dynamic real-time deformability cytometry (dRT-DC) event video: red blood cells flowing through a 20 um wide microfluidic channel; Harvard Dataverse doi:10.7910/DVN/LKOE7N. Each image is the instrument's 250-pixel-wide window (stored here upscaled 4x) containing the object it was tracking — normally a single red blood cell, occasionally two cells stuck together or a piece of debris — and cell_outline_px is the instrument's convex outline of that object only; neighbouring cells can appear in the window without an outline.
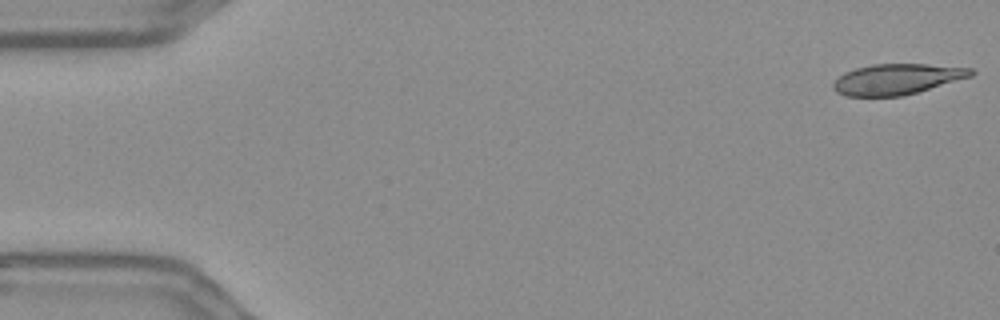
{"species": "Egyptian fruit bat (a non-hibernating species)", "species_latin": "Rousettus aegyptiacus", "temperature_condition": "warm", "stored_images_in_passage": 55, "camera_frame_rate_fps": 3000, "um_per_image_px": 0.085, "frame": {"image": 1, "passage_image": 1, "time_ms": 0.0, "image_size_px": [1000, 320], "cell_outline_px": [[976, 72], [972, 76], [904, 96], [844, 96], [836, 92], [832, 88], [832, 84], [844, 72], [856, 68], [872, 64], [928, 64], [972, 68]], "centroid_in_image_um": [76.24, 6.73], "position_along_channel_um": 8.8, "area_um2": 24.68}}
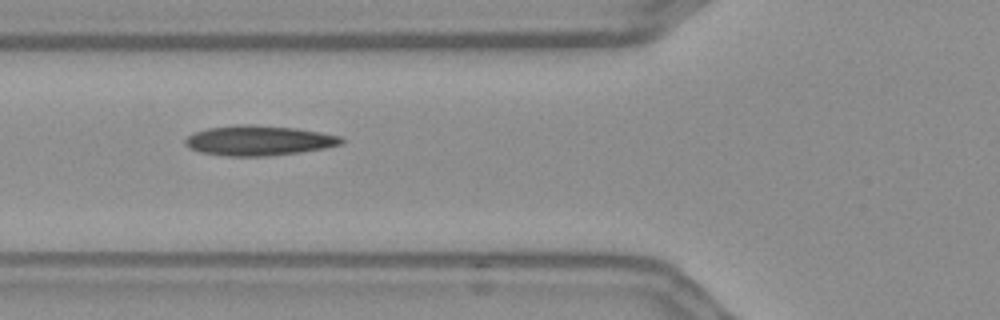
{"frame": {"image": 2, "passage_image": 20, "time_ms": 6.333, "image_size_px": [1000, 320], "cell_outline_px": [[344, 144], [324, 148], [300, 152], [268, 156], [228, 156], [200, 152], [188, 148], [184, 144], [184, 140], [192, 132], [208, 128], [236, 124], [252, 124], [296, 128], [320, 132], [340, 136], [344, 140]], "centroid_in_image_um": [21.97, 11.94], "position_along_channel_um": 103.8, "area_um2": 27.51}}
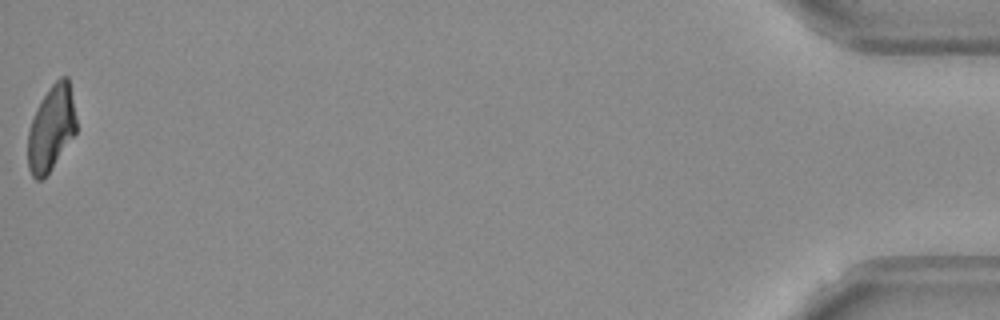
{"frame": {"image": 3, "passage_image": 55, "time_ms": 18.0, "image_size_px": [1000, 320], "cell_outline_px": [[76, 132], [48, 172], [40, 180], [36, 180], [32, 176], [28, 168], [28, 132], [36, 108], [40, 100], [52, 84], [60, 76], [68, 76], [76, 120]], "centroid_in_image_um": [4.34, 10.87], "position_along_channel_um": 430.9, "area_um2": 23.64}, "authors_computed_cell_mechanics": {"area_um2": 26.299, "velocity_mm_per_s": 3.6527, "shape_relaxation_time_tau1_ms": null, "shape_relaxation_time_tau2_ms": 3.3169, "deformation_change_tau1": null, "deformation_change_tau2": 0.1078}}